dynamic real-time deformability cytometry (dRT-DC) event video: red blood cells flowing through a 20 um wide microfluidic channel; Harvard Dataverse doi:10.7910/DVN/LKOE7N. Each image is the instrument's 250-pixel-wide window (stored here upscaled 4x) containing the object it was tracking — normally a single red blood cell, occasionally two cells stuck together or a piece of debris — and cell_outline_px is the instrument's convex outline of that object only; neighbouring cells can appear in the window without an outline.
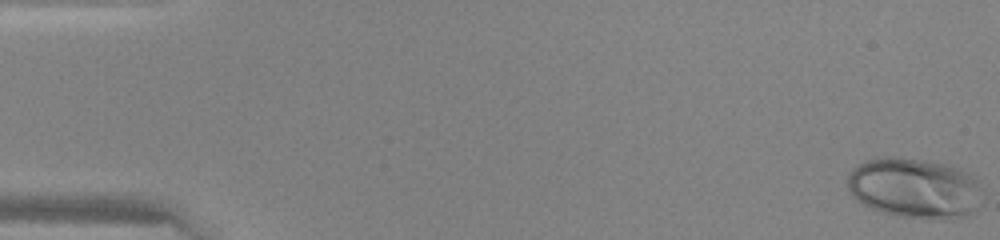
{"species": "human", "species_latin": "Homo sapiens", "temperature_condition": "warm", "stored_images_in_passage": 47, "camera_frame_rate_fps": 3000, "um_per_image_px": 0.085, "donor": {"sex": "female"}, "frame": {"image": 1, "passage_image": 1, "time_ms": 0.0, "image_size_px": [1000, 240], "cell_outline_px": [[984, 200], [976, 212], [968, 216], [944, 220], [940, 220], [896, 216], [872, 208], [864, 204], [852, 196], [848, 188], [848, 172], [852, 168], [868, 160], [884, 156], [900, 156], [948, 164], [960, 168], [972, 176], [976, 180], [984, 192]], "centroid_in_image_um": [77.81, 16.0], "position_along_channel_um": 7.2, "area_um2": 48.44}}
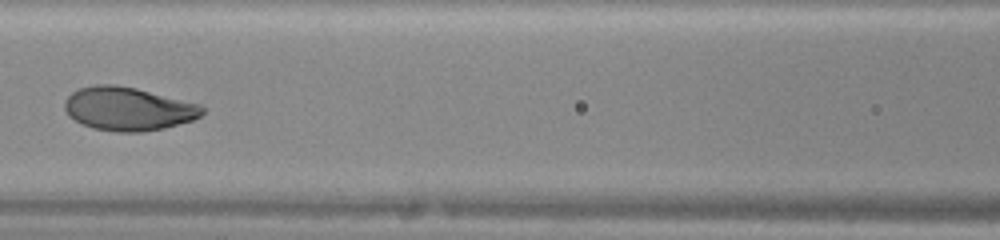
{"frame": {"image": 2, "passage_image": 22, "time_ms": 7.0, "image_size_px": [1000, 240], "cell_outline_px": [[204, 112], [200, 116], [192, 120], [164, 128], [144, 132], [116, 132], [92, 128], [68, 116], [64, 108], [64, 100], [72, 92], [80, 88], [96, 84], [112, 84], [136, 88], [200, 104], [204, 108]], "centroid_in_image_um": [10.88, 9.25], "position_along_channel_um": 155.7, "area_um2": 34.85}}
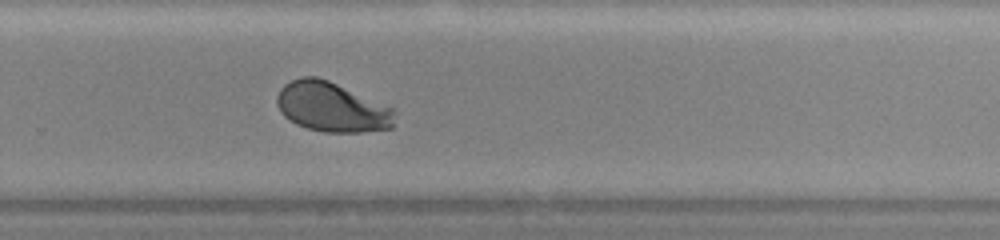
{"frame": {"image": 3, "passage_image": 32, "time_ms": 10.333, "image_size_px": [1000, 240], "cell_outline_px": [[396, 112], [392, 128], [360, 132], [324, 132], [308, 128], [296, 124], [284, 116], [280, 112], [276, 104], [276, 96], [280, 88], [284, 84], [300, 76], [316, 76], [328, 80], [392, 108]], "centroid_in_image_um": [28.16, 9.1], "position_along_channel_um": 301.6, "area_um2": 34.04}}